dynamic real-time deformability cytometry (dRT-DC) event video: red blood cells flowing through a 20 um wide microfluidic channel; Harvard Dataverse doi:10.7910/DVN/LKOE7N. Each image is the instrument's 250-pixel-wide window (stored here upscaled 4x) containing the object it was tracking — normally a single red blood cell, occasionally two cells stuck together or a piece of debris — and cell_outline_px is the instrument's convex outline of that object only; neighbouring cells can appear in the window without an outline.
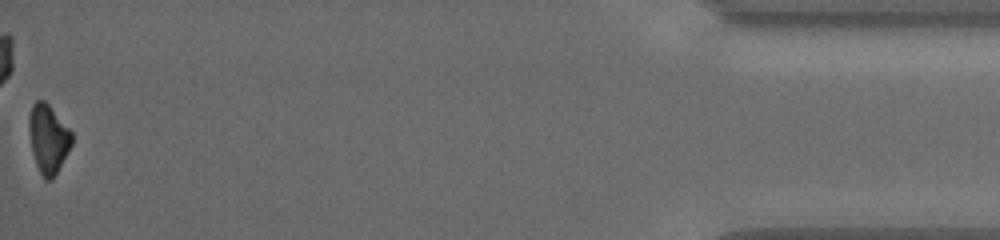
{"species": "common noctule bat (a hibernating species)", "species_latin": "Nyctalus noctula", "temperature_condition": "cold", "stored_images_in_passage": 38, "camera_frame_rate_fps": 3000, "um_per_image_px": 0.085, "animal": {"sex": "female", "body_mass_g": 19.5, "forearm_length_mm": 54.1}, "frame": {"image": 1, "passage_image": 38, "time_ms": 12.333, "image_size_px": [1000, 240], "cell_outline_px": [[72, 144], [52, 180], [44, 180], [36, 164], [32, 152], [28, 128], [28, 116], [32, 104], [36, 100], [44, 100], [48, 104], [72, 132]], "centroid_in_image_um": [4.08, 11.78], "position_along_channel_um": 431.1, "area_um2": 17.05}, "authors_computed_cell_mechanics": {"area_um2": 20.4901, "velocity_mm_per_s": 3.8382, "shape_relaxation_time_tau1_ms": 2.1162, "shape_relaxation_time_tau2_ms": null, "deformation_change_tau1": 0.1197, "deformation_change_tau2": null}}